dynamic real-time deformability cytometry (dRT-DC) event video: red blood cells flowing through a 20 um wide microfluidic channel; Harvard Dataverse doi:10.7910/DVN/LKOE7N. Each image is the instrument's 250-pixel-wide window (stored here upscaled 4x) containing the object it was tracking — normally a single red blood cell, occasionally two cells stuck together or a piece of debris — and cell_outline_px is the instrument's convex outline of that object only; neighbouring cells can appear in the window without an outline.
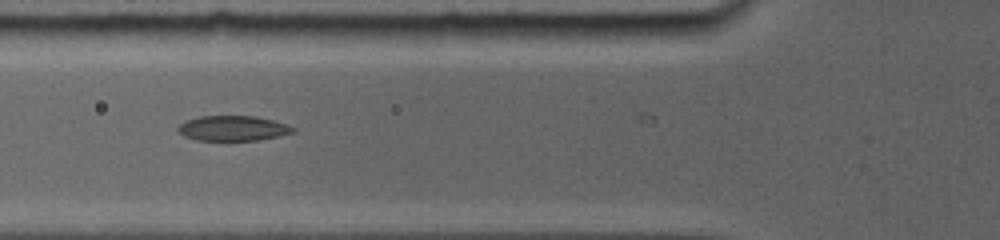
{"species": "common noctule bat (a hibernating species)", "species_latin": "Nyctalus noctula", "temperature_condition": "room temperature", "stored_images_in_passage": 4, "camera_frame_rate_fps": 5000, "um_per_image_px": 0.085, "animal": {"sex": "female", "body_mass_g": 19.0, "forearm_length_mm": 56.7}, "frame": {"image": 1, "passage_image": 3, "time_ms": 1.8, "image_size_px": [1000, 240], "cell_outline_px": [[296, 128], [292, 132], [276, 136], [256, 140], [200, 140], [184, 136], [180, 132], [180, 124], [188, 120], [200, 116], [252, 116], [272, 120]], "centroid_in_image_um": [19.79, 10.9], "position_along_channel_um": 106.0, "area_um2": 16.24}}